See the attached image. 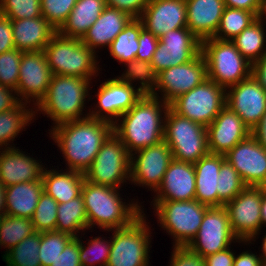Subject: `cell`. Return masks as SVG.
Returning <instances> with one entry per match:
<instances>
[{
    "label": "cell",
    "instance_id": "obj_1",
    "mask_svg": "<svg viewBox=\"0 0 266 266\" xmlns=\"http://www.w3.org/2000/svg\"><path fill=\"white\" fill-rule=\"evenodd\" d=\"M49 133L60 148L67 169L85 173L102 144L113 133V124L87 117L53 126Z\"/></svg>",
    "mask_w": 266,
    "mask_h": 266
},
{
    "label": "cell",
    "instance_id": "obj_2",
    "mask_svg": "<svg viewBox=\"0 0 266 266\" xmlns=\"http://www.w3.org/2000/svg\"><path fill=\"white\" fill-rule=\"evenodd\" d=\"M168 108L169 104L161 98L143 94L113 124V133L126 146L130 155L164 140V118Z\"/></svg>",
    "mask_w": 266,
    "mask_h": 266
},
{
    "label": "cell",
    "instance_id": "obj_3",
    "mask_svg": "<svg viewBox=\"0 0 266 266\" xmlns=\"http://www.w3.org/2000/svg\"><path fill=\"white\" fill-rule=\"evenodd\" d=\"M120 188L93 184L84 180L81 195L83 197L88 228L97 225L105 231L130 225L144 211L137 201L123 202Z\"/></svg>",
    "mask_w": 266,
    "mask_h": 266
},
{
    "label": "cell",
    "instance_id": "obj_4",
    "mask_svg": "<svg viewBox=\"0 0 266 266\" xmlns=\"http://www.w3.org/2000/svg\"><path fill=\"white\" fill-rule=\"evenodd\" d=\"M90 82L78 76L52 75L46 95L35 105L34 114L41 111L52 119L53 126L89 117L82 111L90 95Z\"/></svg>",
    "mask_w": 266,
    "mask_h": 266
},
{
    "label": "cell",
    "instance_id": "obj_5",
    "mask_svg": "<svg viewBox=\"0 0 266 266\" xmlns=\"http://www.w3.org/2000/svg\"><path fill=\"white\" fill-rule=\"evenodd\" d=\"M44 52L52 75L78 76L91 81L99 74L98 56L81 39L67 38L57 32Z\"/></svg>",
    "mask_w": 266,
    "mask_h": 266
},
{
    "label": "cell",
    "instance_id": "obj_6",
    "mask_svg": "<svg viewBox=\"0 0 266 266\" xmlns=\"http://www.w3.org/2000/svg\"><path fill=\"white\" fill-rule=\"evenodd\" d=\"M207 78L227 89L251 76L249 63L231 41L209 38L201 42Z\"/></svg>",
    "mask_w": 266,
    "mask_h": 266
},
{
    "label": "cell",
    "instance_id": "obj_7",
    "mask_svg": "<svg viewBox=\"0 0 266 266\" xmlns=\"http://www.w3.org/2000/svg\"><path fill=\"white\" fill-rule=\"evenodd\" d=\"M164 141L173 159L180 162L194 164L209 153L206 127L178 115L170 107L164 118Z\"/></svg>",
    "mask_w": 266,
    "mask_h": 266
},
{
    "label": "cell",
    "instance_id": "obj_8",
    "mask_svg": "<svg viewBox=\"0 0 266 266\" xmlns=\"http://www.w3.org/2000/svg\"><path fill=\"white\" fill-rule=\"evenodd\" d=\"M153 209L160 226L172 235L173 246H187L196 236L208 206L196 199L186 201L154 200Z\"/></svg>",
    "mask_w": 266,
    "mask_h": 266
},
{
    "label": "cell",
    "instance_id": "obj_9",
    "mask_svg": "<svg viewBox=\"0 0 266 266\" xmlns=\"http://www.w3.org/2000/svg\"><path fill=\"white\" fill-rule=\"evenodd\" d=\"M145 218L142 213L130 225L113 229L106 266H149L151 229Z\"/></svg>",
    "mask_w": 266,
    "mask_h": 266
},
{
    "label": "cell",
    "instance_id": "obj_10",
    "mask_svg": "<svg viewBox=\"0 0 266 266\" xmlns=\"http://www.w3.org/2000/svg\"><path fill=\"white\" fill-rule=\"evenodd\" d=\"M225 106L226 89L209 78L169 104L178 115L205 127L212 123Z\"/></svg>",
    "mask_w": 266,
    "mask_h": 266
},
{
    "label": "cell",
    "instance_id": "obj_11",
    "mask_svg": "<svg viewBox=\"0 0 266 266\" xmlns=\"http://www.w3.org/2000/svg\"><path fill=\"white\" fill-rule=\"evenodd\" d=\"M130 162L131 155L126 146L112 133L85 171L84 178L93 184L119 188L130 181Z\"/></svg>",
    "mask_w": 266,
    "mask_h": 266
},
{
    "label": "cell",
    "instance_id": "obj_12",
    "mask_svg": "<svg viewBox=\"0 0 266 266\" xmlns=\"http://www.w3.org/2000/svg\"><path fill=\"white\" fill-rule=\"evenodd\" d=\"M232 242L247 243L232 232L225 206L208 207L196 236L187 247L205 258L227 249Z\"/></svg>",
    "mask_w": 266,
    "mask_h": 266
},
{
    "label": "cell",
    "instance_id": "obj_13",
    "mask_svg": "<svg viewBox=\"0 0 266 266\" xmlns=\"http://www.w3.org/2000/svg\"><path fill=\"white\" fill-rule=\"evenodd\" d=\"M262 187L247 186L225 207L234 235L248 245L261 234Z\"/></svg>",
    "mask_w": 266,
    "mask_h": 266
},
{
    "label": "cell",
    "instance_id": "obj_14",
    "mask_svg": "<svg viewBox=\"0 0 266 266\" xmlns=\"http://www.w3.org/2000/svg\"><path fill=\"white\" fill-rule=\"evenodd\" d=\"M207 79L206 62L201 52L191 61L172 66L157 74L155 90L150 94L170 104L178 96L189 92ZM163 92V93H162Z\"/></svg>",
    "mask_w": 266,
    "mask_h": 266
},
{
    "label": "cell",
    "instance_id": "obj_15",
    "mask_svg": "<svg viewBox=\"0 0 266 266\" xmlns=\"http://www.w3.org/2000/svg\"><path fill=\"white\" fill-rule=\"evenodd\" d=\"M201 52V41L187 28L170 30L159 38L151 65L156 74L193 60Z\"/></svg>",
    "mask_w": 266,
    "mask_h": 266
},
{
    "label": "cell",
    "instance_id": "obj_16",
    "mask_svg": "<svg viewBox=\"0 0 266 266\" xmlns=\"http://www.w3.org/2000/svg\"><path fill=\"white\" fill-rule=\"evenodd\" d=\"M172 160V151L164 140L136 151L131 155L130 181L155 192Z\"/></svg>",
    "mask_w": 266,
    "mask_h": 266
},
{
    "label": "cell",
    "instance_id": "obj_17",
    "mask_svg": "<svg viewBox=\"0 0 266 266\" xmlns=\"http://www.w3.org/2000/svg\"><path fill=\"white\" fill-rule=\"evenodd\" d=\"M96 95L98 105L94 110L89 111V117L112 124L116 123L117 119L129 111L143 96L138 88L136 89L135 86L121 81L118 77L108 79L100 84Z\"/></svg>",
    "mask_w": 266,
    "mask_h": 266
},
{
    "label": "cell",
    "instance_id": "obj_18",
    "mask_svg": "<svg viewBox=\"0 0 266 266\" xmlns=\"http://www.w3.org/2000/svg\"><path fill=\"white\" fill-rule=\"evenodd\" d=\"M51 77L52 72L44 51L23 52L15 91L18 100L30 104L32 99L33 105H37L46 95Z\"/></svg>",
    "mask_w": 266,
    "mask_h": 266
},
{
    "label": "cell",
    "instance_id": "obj_19",
    "mask_svg": "<svg viewBox=\"0 0 266 266\" xmlns=\"http://www.w3.org/2000/svg\"><path fill=\"white\" fill-rule=\"evenodd\" d=\"M246 186L266 187V149L250 134L225 154Z\"/></svg>",
    "mask_w": 266,
    "mask_h": 266
},
{
    "label": "cell",
    "instance_id": "obj_20",
    "mask_svg": "<svg viewBox=\"0 0 266 266\" xmlns=\"http://www.w3.org/2000/svg\"><path fill=\"white\" fill-rule=\"evenodd\" d=\"M226 106L238 114L252 132L266 112V90L251 75L226 89Z\"/></svg>",
    "mask_w": 266,
    "mask_h": 266
},
{
    "label": "cell",
    "instance_id": "obj_21",
    "mask_svg": "<svg viewBox=\"0 0 266 266\" xmlns=\"http://www.w3.org/2000/svg\"><path fill=\"white\" fill-rule=\"evenodd\" d=\"M206 130L209 153L219 155H225L251 134L239 115L228 106L220 111Z\"/></svg>",
    "mask_w": 266,
    "mask_h": 266
},
{
    "label": "cell",
    "instance_id": "obj_22",
    "mask_svg": "<svg viewBox=\"0 0 266 266\" xmlns=\"http://www.w3.org/2000/svg\"><path fill=\"white\" fill-rule=\"evenodd\" d=\"M186 0H149L139 17L143 28L160 38L170 30L187 27Z\"/></svg>",
    "mask_w": 266,
    "mask_h": 266
},
{
    "label": "cell",
    "instance_id": "obj_23",
    "mask_svg": "<svg viewBox=\"0 0 266 266\" xmlns=\"http://www.w3.org/2000/svg\"><path fill=\"white\" fill-rule=\"evenodd\" d=\"M193 163L172 160L153 200L186 201L195 199Z\"/></svg>",
    "mask_w": 266,
    "mask_h": 266
},
{
    "label": "cell",
    "instance_id": "obj_24",
    "mask_svg": "<svg viewBox=\"0 0 266 266\" xmlns=\"http://www.w3.org/2000/svg\"><path fill=\"white\" fill-rule=\"evenodd\" d=\"M0 151V182L8 187L10 185L42 180L44 166L39 160L28 156L20 149H1ZM2 152V153H1Z\"/></svg>",
    "mask_w": 266,
    "mask_h": 266
},
{
    "label": "cell",
    "instance_id": "obj_25",
    "mask_svg": "<svg viewBox=\"0 0 266 266\" xmlns=\"http://www.w3.org/2000/svg\"><path fill=\"white\" fill-rule=\"evenodd\" d=\"M225 7L224 0H186L187 28L201 42L213 38Z\"/></svg>",
    "mask_w": 266,
    "mask_h": 266
},
{
    "label": "cell",
    "instance_id": "obj_26",
    "mask_svg": "<svg viewBox=\"0 0 266 266\" xmlns=\"http://www.w3.org/2000/svg\"><path fill=\"white\" fill-rule=\"evenodd\" d=\"M15 48L23 52H41L57 30L43 17L12 20Z\"/></svg>",
    "mask_w": 266,
    "mask_h": 266
},
{
    "label": "cell",
    "instance_id": "obj_27",
    "mask_svg": "<svg viewBox=\"0 0 266 266\" xmlns=\"http://www.w3.org/2000/svg\"><path fill=\"white\" fill-rule=\"evenodd\" d=\"M131 19L126 12L106 6L81 41L95 53L97 48H109Z\"/></svg>",
    "mask_w": 266,
    "mask_h": 266
},
{
    "label": "cell",
    "instance_id": "obj_28",
    "mask_svg": "<svg viewBox=\"0 0 266 266\" xmlns=\"http://www.w3.org/2000/svg\"><path fill=\"white\" fill-rule=\"evenodd\" d=\"M225 155L208 153L194 163L195 199L208 207H218V184L221 164Z\"/></svg>",
    "mask_w": 266,
    "mask_h": 266
},
{
    "label": "cell",
    "instance_id": "obj_29",
    "mask_svg": "<svg viewBox=\"0 0 266 266\" xmlns=\"http://www.w3.org/2000/svg\"><path fill=\"white\" fill-rule=\"evenodd\" d=\"M43 191L42 180L18 183L6 187V215L32 219Z\"/></svg>",
    "mask_w": 266,
    "mask_h": 266
},
{
    "label": "cell",
    "instance_id": "obj_30",
    "mask_svg": "<svg viewBox=\"0 0 266 266\" xmlns=\"http://www.w3.org/2000/svg\"><path fill=\"white\" fill-rule=\"evenodd\" d=\"M84 180V173L69 169L66 172H61V170H47L46 168L42 175L44 192L58 204L66 203L80 196Z\"/></svg>",
    "mask_w": 266,
    "mask_h": 266
},
{
    "label": "cell",
    "instance_id": "obj_31",
    "mask_svg": "<svg viewBox=\"0 0 266 266\" xmlns=\"http://www.w3.org/2000/svg\"><path fill=\"white\" fill-rule=\"evenodd\" d=\"M105 7V0H77L66 22L57 32L67 38L82 39Z\"/></svg>",
    "mask_w": 266,
    "mask_h": 266
},
{
    "label": "cell",
    "instance_id": "obj_32",
    "mask_svg": "<svg viewBox=\"0 0 266 266\" xmlns=\"http://www.w3.org/2000/svg\"><path fill=\"white\" fill-rule=\"evenodd\" d=\"M264 19L257 18L231 42L242 56L251 64L258 61L266 53V30Z\"/></svg>",
    "mask_w": 266,
    "mask_h": 266
},
{
    "label": "cell",
    "instance_id": "obj_33",
    "mask_svg": "<svg viewBox=\"0 0 266 266\" xmlns=\"http://www.w3.org/2000/svg\"><path fill=\"white\" fill-rule=\"evenodd\" d=\"M86 229L88 230V219L82 195L58 204L55 231L79 237L77 233Z\"/></svg>",
    "mask_w": 266,
    "mask_h": 266
},
{
    "label": "cell",
    "instance_id": "obj_34",
    "mask_svg": "<svg viewBox=\"0 0 266 266\" xmlns=\"http://www.w3.org/2000/svg\"><path fill=\"white\" fill-rule=\"evenodd\" d=\"M27 105L25 102H19L11 110L0 113V150L2 147L12 148L9 142L14 141L18 133L35 119L33 108L26 109Z\"/></svg>",
    "mask_w": 266,
    "mask_h": 266
},
{
    "label": "cell",
    "instance_id": "obj_35",
    "mask_svg": "<svg viewBox=\"0 0 266 266\" xmlns=\"http://www.w3.org/2000/svg\"><path fill=\"white\" fill-rule=\"evenodd\" d=\"M142 29L141 20L132 18L107 48L110 56L120 64L135 60L139 47L138 37Z\"/></svg>",
    "mask_w": 266,
    "mask_h": 266
},
{
    "label": "cell",
    "instance_id": "obj_36",
    "mask_svg": "<svg viewBox=\"0 0 266 266\" xmlns=\"http://www.w3.org/2000/svg\"><path fill=\"white\" fill-rule=\"evenodd\" d=\"M257 18L253 12L225 7L219 27L213 38L231 41Z\"/></svg>",
    "mask_w": 266,
    "mask_h": 266
},
{
    "label": "cell",
    "instance_id": "obj_37",
    "mask_svg": "<svg viewBox=\"0 0 266 266\" xmlns=\"http://www.w3.org/2000/svg\"><path fill=\"white\" fill-rule=\"evenodd\" d=\"M34 233L32 220L29 218L10 215L0 217V246L6 248L4 253Z\"/></svg>",
    "mask_w": 266,
    "mask_h": 266
},
{
    "label": "cell",
    "instance_id": "obj_38",
    "mask_svg": "<svg viewBox=\"0 0 266 266\" xmlns=\"http://www.w3.org/2000/svg\"><path fill=\"white\" fill-rule=\"evenodd\" d=\"M127 69L120 76H117L121 81L134 85V81H139L138 89L142 94H151L156 87L157 74L151 65V62L146 60H131L124 63ZM133 81V83H132Z\"/></svg>",
    "mask_w": 266,
    "mask_h": 266
},
{
    "label": "cell",
    "instance_id": "obj_39",
    "mask_svg": "<svg viewBox=\"0 0 266 266\" xmlns=\"http://www.w3.org/2000/svg\"><path fill=\"white\" fill-rule=\"evenodd\" d=\"M39 247L40 233L35 232L8 250L2 258L14 266H41Z\"/></svg>",
    "mask_w": 266,
    "mask_h": 266
},
{
    "label": "cell",
    "instance_id": "obj_40",
    "mask_svg": "<svg viewBox=\"0 0 266 266\" xmlns=\"http://www.w3.org/2000/svg\"><path fill=\"white\" fill-rule=\"evenodd\" d=\"M217 184L218 206H225L247 187L227 160L221 164Z\"/></svg>",
    "mask_w": 266,
    "mask_h": 266
},
{
    "label": "cell",
    "instance_id": "obj_41",
    "mask_svg": "<svg viewBox=\"0 0 266 266\" xmlns=\"http://www.w3.org/2000/svg\"><path fill=\"white\" fill-rule=\"evenodd\" d=\"M74 237L59 231L40 233L39 260L41 266H51Z\"/></svg>",
    "mask_w": 266,
    "mask_h": 266
},
{
    "label": "cell",
    "instance_id": "obj_42",
    "mask_svg": "<svg viewBox=\"0 0 266 266\" xmlns=\"http://www.w3.org/2000/svg\"><path fill=\"white\" fill-rule=\"evenodd\" d=\"M57 208L58 203L43 191L31 219L35 232L55 231Z\"/></svg>",
    "mask_w": 266,
    "mask_h": 266
},
{
    "label": "cell",
    "instance_id": "obj_43",
    "mask_svg": "<svg viewBox=\"0 0 266 266\" xmlns=\"http://www.w3.org/2000/svg\"><path fill=\"white\" fill-rule=\"evenodd\" d=\"M93 238L88 241L87 247L80 240V264L81 266H95V264L106 266L110 256L111 240H108V242L98 236Z\"/></svg>",
    "mask_w": 266,
    "mask_h": 266
},
{
    "label": "cell",
    "instance_id": "obj_44",
    "mask_svg": "<svg viewBox=\"0 0 266 266\" xmlns=\"http://www.w3.org/2000/svg\"><path fill=\"white\" fill-rule=\"evenodd\" d=\"M41 0H0V14L11 20L42 16Z\"/></svg>",
    "mask_w": 266,
    "mask_h": 266
},
{
    "label": "cell",
    "instance_id": "obj_45",
    "mask_svg": "<svg viewBox=\"0 0 266 266\" xmlns=\"http://www.w3.org/2000/svg\"><path fill=\"white\" fill-rule=\"evenodd\" d=\"M22 53L14 48L0 54V85L16 91Z\"/></svg>",
    "mask_w": 266,
    "mask_h": 266
},
{
    "label": "cell",
    "instance_id": "obj_46",
    "mask_svg": "<svg viewBox=\"0 0 266 266\" xmlns=\"http://www.w3.org/2000/svg\"><path fill=\"white\" fill-rule=\"evenodd\" d=\"M42 16L59 30L66 22L77 0H41Z\"/></svg>",
    "mask_w": 266,
    "mask_h": 266
},
{
    "label": "cell",
    "instance_id": "obj_47",
    "mask_svg": "<svg viewBox=\"0 0 266 266\" xmlns=\"http://www.w3.org/2000/svg\"><path fill=\"white\" fill-rule=\"evenodd\" d=\"M170 266H205L204 259L187 246H173Z\"/></svg>",
    "mask_w": 266,
    "mask_h": 266
},
{
    "label": "cell",
    "instance_id": "obj_48",
    "mask_svg": "<svg viewBox=\"0 0 266 266\" xmlns=\"http://www.w3.org/2000/svg\"><path fill=\"white\" fill-rule=\"evenodd\" d=\"M79 254L80 238L74 237L56 260L52 262L51 266H81Z\"/></svg>",
    "mask_w": 266,
    "mask_h": 266
},
{
    "label": "cell",
    "instance_id": "obj_49",
    "mask_svg": "<svg viewBox=\"0 0 266 266\" xmlns=\"http://www.w3.org/2000/svg\"><path fill=\"white\" fill-rule=\"evenodd\" d=\"M158 42H159L158 37L154 36L151 32L143 28L138 37L139 47L136 59L146 60L151 62L155 50L157 48Z\"/></svg>",
    "mask_w": 266,
    "mask_h": 266
},
{
    "label": "cell",
    "instance_id": "obj_50",
    "mask_svg": "<svg viewBox=\"0 0 266 266\" xmlns=\"http://www.w3.org/2000/svg\"><path fill=\"white\" fill-rule=\"evenodd\" d=\"M149 0H105V5L120 11H124L132 18H139Z\"/></svg>",
    "mask_w": 266,
    "mask_h": 266
},
{
    "label": "cell",
    "instance_id": "obj_51",
    "mask_svg": "<svg viewBox=\"0 0 266 266\" xmlns=\"http://www.w3.org/2000/svg\"><path fill=\"white\" fill-rule=\"evenodd\" d=\"M14 48L12 20L0 14V54Z\"/></svg>",
    "mask_w": 266,
    "mask_h": 266
},
{
    "label": "cell",
    "instance_id": "obj_52",
    "mask_svg": "<svg viewBox=\"0 0 266 266\" xmlns=\"http://www.w3.org/2000/svg\"><path fill=\"white\" fill-rule=\"evenodd\" d=\"M203 259L205 266H233L235 253L232 252L231 247H228Z\"/></svg>",
    "mask_w": 266,
    "mask_h": 266
},
{
    "label": "cell",
    "instance_id": "obj_53",
    "mask_svg": "<svg viewBox=\"0 0 266 266\" xmlns=\"http://www.w3.org/2000/svg\"><path fill=\"white\" fill-rule=\"evenodd\" d=\"M15 95V90L0 85V113L11 110L20 102Z\"/></svg>",
    "mask_w": 266,
    "mask_h": 266
},
{
    "label": "cell",
    "instance_id": "obj_54",
    "mask_svg": "<svg viewBox=\"0 0 266 266\" xmlns=\"http://www.w3.org/2000/svg\"><path fill=\"white\" fill-rule=\"evenodd\" d=\"M224 2L226 7L253 12L257 17L261 8V0H224Z\"/></svg>",
    "mask_w": 266,
    "mask_h": 266
},
{
    "label": "cell",
    "instance_id": "obj_55",
    "mask_svg": "<svg viewBox=\"0 0 266 266\" xmlns=\"http://www.w3.org/2000/svg\"><path fill=\"white\" fill-rule=\"evenodd\" d=\"M251 75L266 90V53L252 64Z\"/></svg>",
    "mask_w": 266,
    "mask_h": 266
},
{
    "label": "cell",
    "instance_id": "obj_56",
    "mask_svg": "<svg viewBox=\"0 0 266 266\" xmlns=\"http://www.w3.org/2000/svg\"><path fill=\"white\" fill-rule=\"evenodd\" d=\"M233 266H264L260 256L255 255L251 251H244L239 255H235Z\"/></svg>",
    "mask_w": 266,
    "mask_h": 266
},
{
    "label": "cell",
    "instance_id": "obj_57",
    "mask_svg": "<svg viewBox=\"0 0 266 266\" xmlns=\"http://www.w3.org/2000/svg\"><path fill=\"white\" fill-rule=\"evenodd\" d=\"M251 134L266 149V112L258 125L252 130Z\"/></svg>",
    "mask_w": 266,
    "mask_h": 266
},
{
    "label": "cell",
    "instance_id": "obj_58",
    "mask_svg": "<svg viewBox=\"0 0 266 266\" xmlns=\"http://www.w3.org/2000/svg\"><path fill=\"white\" fill-rule=\"evenodd\" d=\"M5 191L6 187L0 182V217L6 215Z\"/></svg>",
    "mask_w": 266,
    "mask_h": 266
},
{
    "label": "cell",
    "instance_id": "obj_59",
    "mask_svg": "<svg viewBox=\"0 0 266 266\" xmlns=\"http://www.w3.org/2000/svg\"><path fill=\"white\" fill-rule=\"evenodd\" d=\"M261 221L262 226L266 225V187H262Z\"/></svg>",
    "mask_w": 266,
    "mask_h": 266
},
{
    "label": "cell",
    "instance_id": "obj_60",
    "mask_svg": "<svg viewBox=\"0 0 266 266\" xmlns=\"http://www.w3.org/2000/svg\"><path fill=\"white\" fill-rule=\"evenodd\" d=\"M262 248H261V254H259V256H260V258H261V260H262V263H263V265L264 266H266V234H265V236H264V238H263V242H262Z\"/></svg>",
    "mask_w": 266,
    "mask_h": 266
},
{
    "label": "cell",
    "instance_id": "obj_61",
    "mask_svg": "<svg viewBox=\"0 0 266 266\" xmlns=\"http://www.w3.org/2000/svg\"><path fill=\"white\" fill-rule=\"evenodd\" d=\"M258 18H260L262 20H263V18L266 19V0H261V8H260Z\"/></svg>",
    "mask_w": 266,
    "mask_h": 266
},
{
    "label": "cell",
    "instance_id": "obj_62",
    "mask_svg": "<svg viewBox=\"0 0 266 266\" xmlns=\"http://www.w3.org/2000/svg\"><path fill=\"white\" fill-rule=\"evenodd\" d=\"M2 259L6 262L7 266H14V265L10 264L9 262H7L4 258H2Z\"/></svg>",
    "mask_w": 266,
    "mask_h": 266
}]
</instances>
